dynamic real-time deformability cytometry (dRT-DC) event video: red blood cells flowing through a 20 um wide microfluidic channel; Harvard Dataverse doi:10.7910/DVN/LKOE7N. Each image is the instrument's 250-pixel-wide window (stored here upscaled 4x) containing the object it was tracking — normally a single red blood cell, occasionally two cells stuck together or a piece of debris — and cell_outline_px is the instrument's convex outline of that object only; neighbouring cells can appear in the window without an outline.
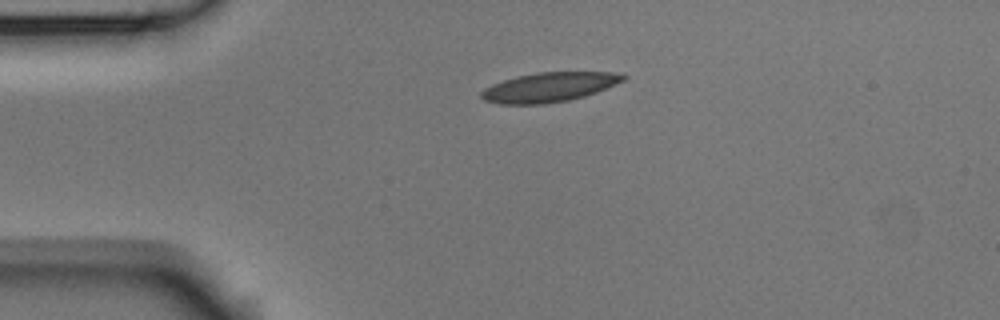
{"species": "Egyptian fruit bat (a non-hibernating species)", "species_latin": "Rousettus aegyptiacus", "temperature_condition": "room temperature", "stored_images_in_passage": 3, "camera_frame_rate_fps": 3000, "um_per_image_px": 0.085, "animal": {"sex": "male"}, "frame": {"image": 1, "passage_image": 1, "time_ms": 0.0, "image_size_px": [1000, 320], "cell_outline_px": [[628, 76], [624, 80], [596, 92], [584, 96], [568, 100], [544, 104], [500, 104], [484, 100], [480, 96], [480, 92], [484, 88], [492, 84], [516, 76], [536, 72], [612, 72]], "centroid_in_image_um": [46.64, 7.41], "position_along_channel_um": 38.4, "area_um2": 24.28}}
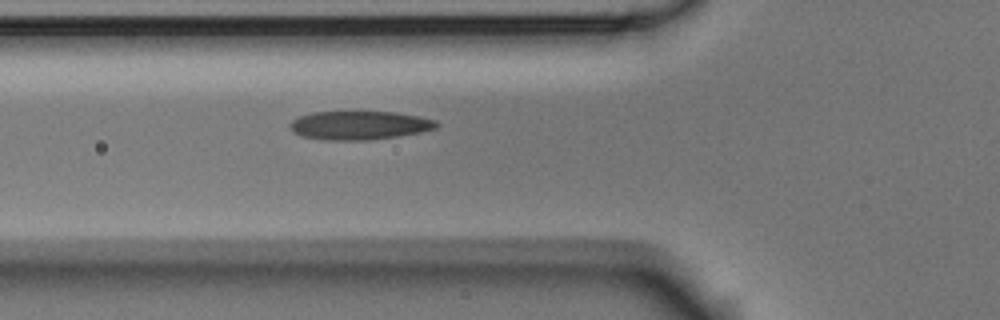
{"frame": {"image": 2, "passage_image": 3, "time_ms": 0.667, "image_size_px": [1000, 320], "cell_outline_px": [[440, 124], [436, 128], [420, 132], [396, 136], [368, 140], [324, 140], [300, 136], [292, 132], [288, 128], [288, 124], [292, 120], [300, 116], [312, 112], [396, 112], [420, 116], [436, 120]], "centroid_in_image_um": [30.51, 10.65], "position_along_channel_um": 95.3, "area_um2": 24.62}}